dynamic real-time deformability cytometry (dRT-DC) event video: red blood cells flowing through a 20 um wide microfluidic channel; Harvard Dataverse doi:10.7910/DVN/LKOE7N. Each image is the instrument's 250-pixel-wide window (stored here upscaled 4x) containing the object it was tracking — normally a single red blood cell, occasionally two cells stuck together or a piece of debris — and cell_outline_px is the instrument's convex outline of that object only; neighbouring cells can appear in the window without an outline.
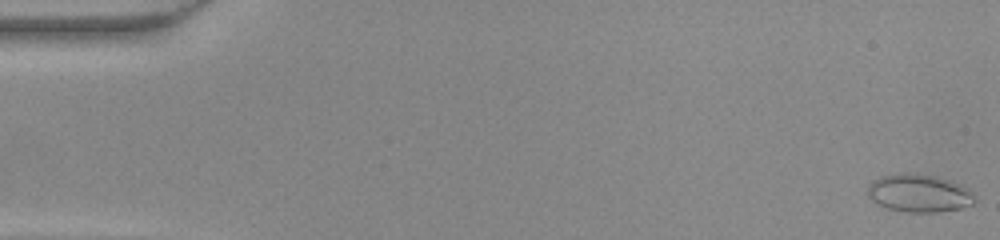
{"species": "common noctule bat (a hibernating species)", "species_latin": "Nyctalus noctula", "temperature_condition": "warm", "stored_images_in_passage": 49, "camera_frame_rate_fps": 3000, "um_per_image_px": 0.085, "animal": {"sex": "female", "body_mass_g": 22.0, "forearm_length_mm": 56.7}, "frame": {"image": 1, "passage_image": 1, "time_ms": 0.0, "image_size_px": [1000, 240], "cell_outline_px": [[976, 200], [972, 204], [960, 208], [936, 212], [908, 212], [888, 208], [876, 204], [868, 196], [868, 184], [872, 180], [880, 176], [900, 172], [908, 172], [936, 176], [952, 180], [968, 188]], "centroid_in_image_um": [78.09, 16.4], "position_along_channel_um": 6.9, "area_um2": 23.87}}
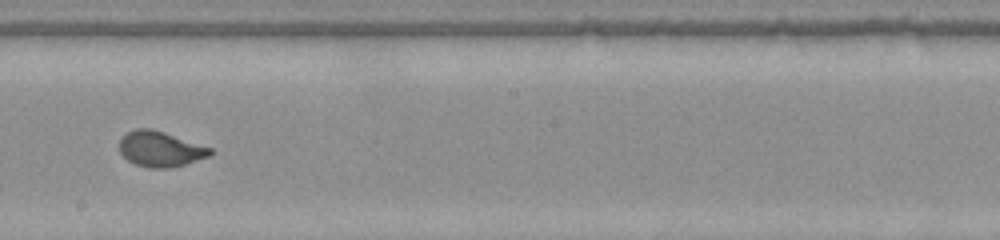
{"frame": {"image": 2, "passage_image": 28, "time_ms": 9.0, "image_size_px": [1000, 240], "cell_outline_px": [[212, 152], [208, 156], [172, 168], [148, 168], [136, 164], [128, 160], [120, 152], [120, 140], [128, 132], [136, 128], [152, 128], [212, 148]], "centroid_in_image_um": [13.62, 12.66], "position_along_channel_um": 234.6, "area_um2": 18.5}}
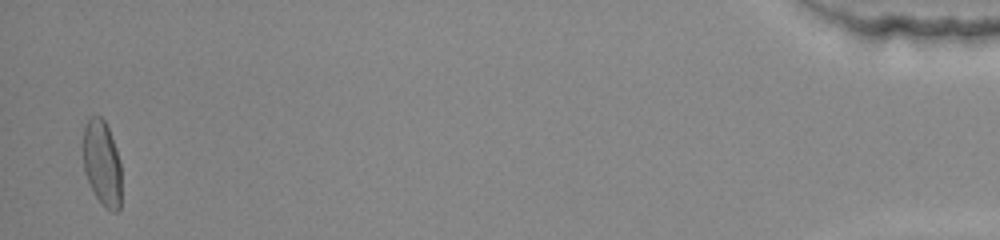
{"frame": {"image": 3, "passage_image": 48, "time_ms": 15.667, "image_size_px": [1000, 240], "cell_outline_px": [[120, 208], [116, 212], [112, 212], [104, 208], [100, 204], [92, 192], [84, 172], [84, 128], [88, 120], [92, 116], [100, 116], [104, 120], [108, 128], [116, 148], [120, 164]], "centroid_in_image_um": [8.67, 13.93], "position_along_channel_um": 426.5, "area_um2": 19.07}}